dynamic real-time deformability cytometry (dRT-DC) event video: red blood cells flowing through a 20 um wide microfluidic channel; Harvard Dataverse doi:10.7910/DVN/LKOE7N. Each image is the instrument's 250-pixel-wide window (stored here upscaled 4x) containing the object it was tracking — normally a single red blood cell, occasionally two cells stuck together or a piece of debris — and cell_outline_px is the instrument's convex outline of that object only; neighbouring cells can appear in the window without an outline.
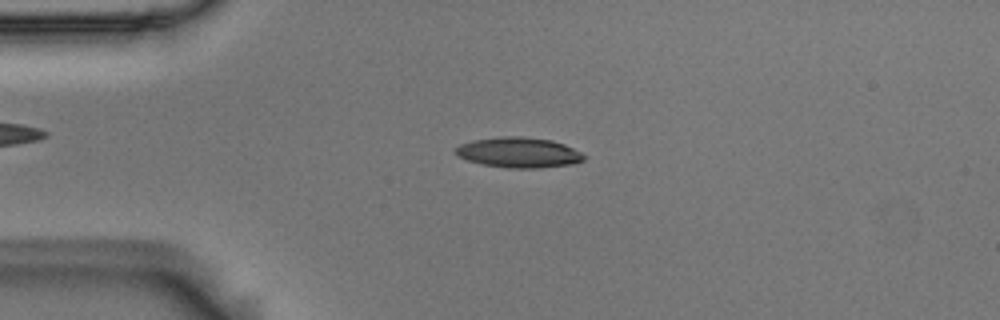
{"species": "Egyptian fruit bat (a non-hibernating species)", "species_latin": "Rousettus aegyptiacus", "temperature_condition": "room temperature", "stored_images_in_passage": 53, "camera_frame_rate_fps": 3000, "um_per_image_px": 0.085, "animal": {"sex": "male"}, "frame": {"image": 1, "passage_image": 12, "time_ms": 3.667, "image_size_px": [1000, 320], "cell_outline_px": [[588, 156], [584, 160], [572, 164], [540, 168], [508, 168], [480, 164], [456, 156], [452, 152], [460, 144], [472, 140], [504, 136], [520, 136], [552, 140], [564, 144]], "centroid_in_image_um": [44.07, 12.97], "position_along_channel_um": 40.9, "area_um2": 22.89}}
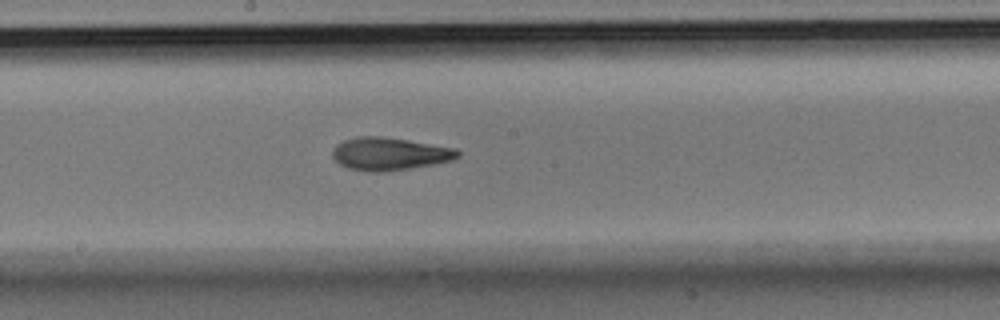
{"frame": {"image": 2, "passage_image": 28, "time_ms": 9.0, "image_size_px": [1000, 320], "cell_outline_px": [[460, 156], [452, 160], [432, 164], [384, 172], [372, 172], [348, 168], [340, 164], [332, 156], [332, 148], [336, 144], [344, 140], [356, 136], [384, 136], [456, 148], [460, 152]], "centroid_in_image_um": [33.09, 13.06], "position_along_channel_um": 215.1, "area_um2": 23.93}}
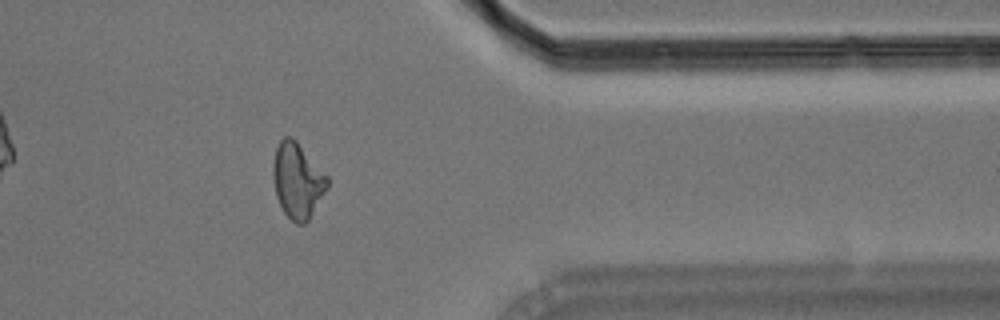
{"frame": {"image": 3, "passage_image": 43, "time_ms": 14.0, "image_size_px": [1000, 320], "cell_outline_px": [[328, 188], [308, 220], [304, 224], [296, 224], [284, 212], [276, 196], [272, 176], [272, 164], [276, 148], [280, 140], [284, 136], [292, 136], [296, 140], [328, 176]], "centroid_in_image_um": [25.28, 15.33], "position_along_channel_um": 386.1, "area_um2": 23.87}, "authors_computed_cell_mechanics": {"area_um2": 22.9466, "velocity_mm_per_s": 3.716, "shape_relaxation_time_tau1_ms": 5.1539, "shape_relaxation_time_tau2_ms": 3.7547, "deformation_change_tau1": 0.204, "deformation_change_tau2": 0.1308}}